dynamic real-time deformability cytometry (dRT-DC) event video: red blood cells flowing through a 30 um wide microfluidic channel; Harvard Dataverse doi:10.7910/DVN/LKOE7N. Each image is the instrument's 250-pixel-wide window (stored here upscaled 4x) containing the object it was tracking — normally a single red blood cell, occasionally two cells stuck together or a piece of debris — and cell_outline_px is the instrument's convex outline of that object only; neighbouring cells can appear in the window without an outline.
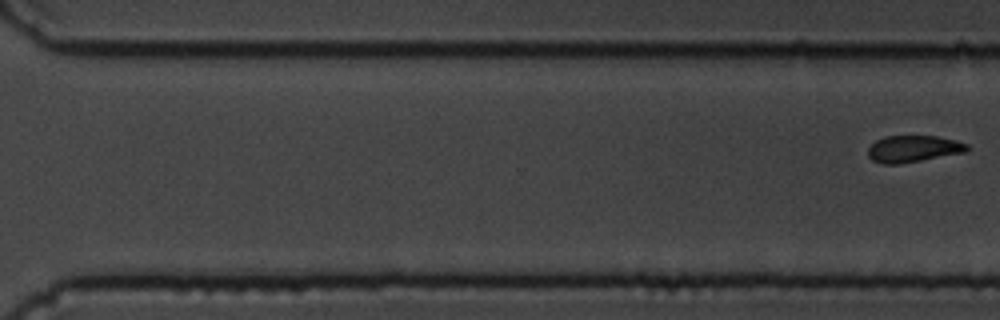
{"species": "common noctule bat (a hibernating species)", "species_latin": "Nyctalus noctula", "temperature_condition": "cold", "stored_images_in_passage": 11, "segment_of_instrument_passage": [2, 2], "camera_frame_rate_fps": 3000, "um_per_image_px": 0.085, "animal": {"sex": "male", "body_mass_g": 19.5, "forearm_length_mm": 54.6}, "frame": {"image": 1, "passage_image": 11, "time_ms": 12.333, "image_size_px": [1000, 320], "cell_outline_px": [[968, 148], [964, 152], [920, 160], [896, 164], [880, 164], [872, 160], [868, 156], [868, 148], [876, 140], [884, 136], [936, 136], [956, 140], [968, 144]], "centroid_in_image_um": [77.58, 12.64], "position_along_channel_um": 293.0, "area_um2": 15.26}}